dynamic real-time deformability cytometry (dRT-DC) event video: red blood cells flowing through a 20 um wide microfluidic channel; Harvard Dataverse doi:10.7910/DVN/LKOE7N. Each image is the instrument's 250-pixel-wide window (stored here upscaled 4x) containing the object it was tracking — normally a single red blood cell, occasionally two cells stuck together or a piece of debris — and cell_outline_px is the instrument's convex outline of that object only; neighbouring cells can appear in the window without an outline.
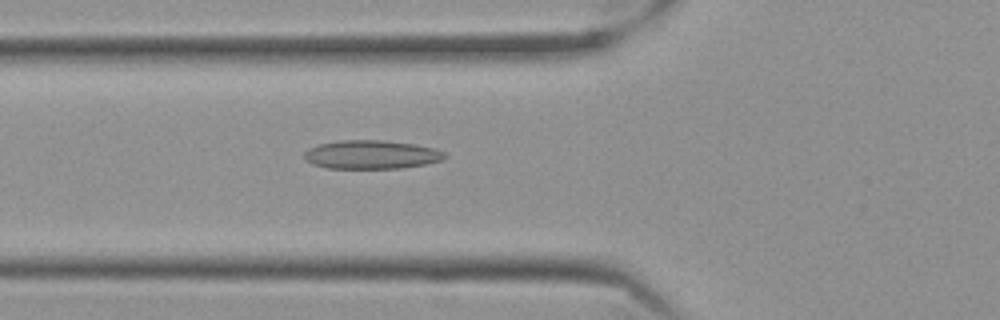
{"species": "Egyptian fruit bat (a non-hibernating species)", "species_latin": "Rousettus aegyptiacus", "temperature_condition": "cold", "stored_images_in_passage": 40, "camera_frame_rate_fps": 3000, "um_per_image_px": 0.085, "frame": {"image": 1, "passage_image": 4, "time_ms": 1.0, "image_size_px": [1000, 320], "cell_outline_px": [[448, 156], [444, 160], [424, 164], [400, 168], [328, 168], [312, 164], [304, 160], [304, 152], [308, 148], [320, 144], [340, 140], [384, 140], [416, 144], [436, 148], [444, 152]], "centroid_in_image_um": [31.58, 13.13], "position_along_channel_um": 94.2, "area_um2": 23.64}}
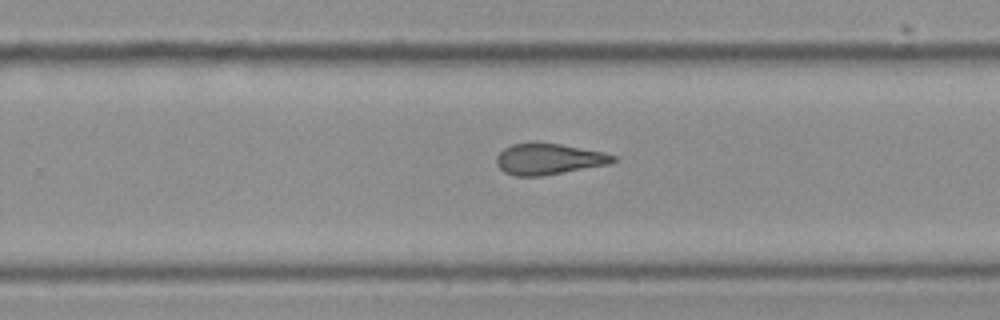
{"frame": {"image": 2, "passage_image": 20, "time_ms": 6.333, "image_size_px": [1000, 320], "cell_outline_px": [[616, 160], [608, 164], [540, 176], [516, 176], [504, 172], [496, 164], [496, 156], [504, 148], [512, 144], [560, 144], [604, 152], [616, 156]], "centroid_in_image_um": [46.62, 13.53], "position_along_channel_um": 283.2, "area_um2": 20.63}}
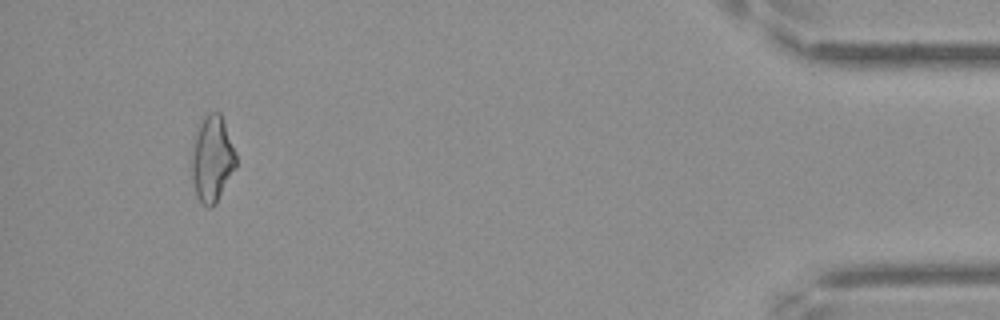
{"frame": {"image": 3, "passage_image": 37, "time_ms": 12.0, "image_size_px": [1000, 320], "cell_outline_px": [[236, 168], [216, 204], [212, 208], [208, 208], [196, 196], [192, 180], [192, 140], [196, 128], [204, 116], [208, 112], [220, 112], [236, 156]], "centroid_in_image_um": [18.01, 13.52], "position_along_channel_um": 417.2, "area_um2": 22.37}, "authors_computed_cell_mechanics": {"area_um2": 21.7328, "velocity_mm_per_s": 3.5271, "shape_relaxation_time_tau1_ms": null, "shape_relaxation_time_tau2_ms": 3.2884, "deformation_change_tau1": null, "deformation_change_tau2": 0.1148}}